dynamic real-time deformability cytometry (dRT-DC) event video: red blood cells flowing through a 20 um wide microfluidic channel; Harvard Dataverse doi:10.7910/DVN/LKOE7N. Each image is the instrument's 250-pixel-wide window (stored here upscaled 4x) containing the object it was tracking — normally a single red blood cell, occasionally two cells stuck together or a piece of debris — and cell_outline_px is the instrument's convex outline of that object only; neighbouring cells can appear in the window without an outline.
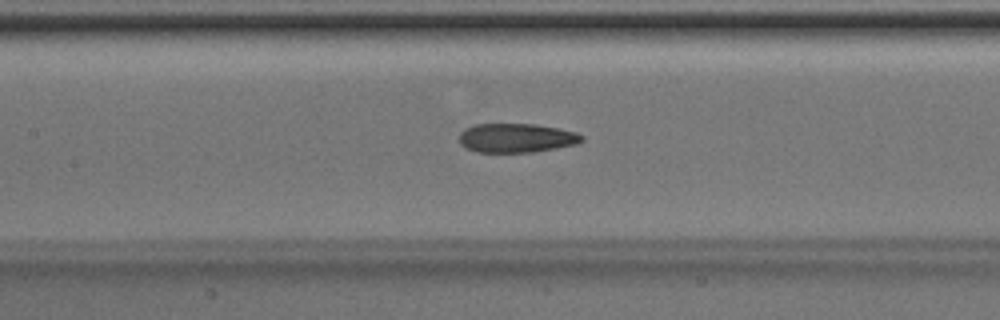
{"species": "Egyptian fruit bat (a non-hibernating species)", "species_latin": "Rousettus aegyptiacus", "temperature_condition": "room temperature", "stored_images_in_passage": 42, "camera_frame_rate_fps": 3000, "um_per_image_px": 0.085, "animal": {"sex": "male"}, "frame": {"image": 1, "passage_image": 21, "time_ms": 6.667, "image_size_px": [1000, 320], "cell_outline_px": [[584, 140], [576, 144], [556, 148], [532, 152], [476, 152], [464, 148], [460, 144], [460, 132], [464, 128], [476, 124], [536, 124], [560, 128], [576, 132], [584, 136]], "centroid_in_image_um": [43.89, 11.72], "position_along_channel_um": 163.5, "area_um2": 20.98}}
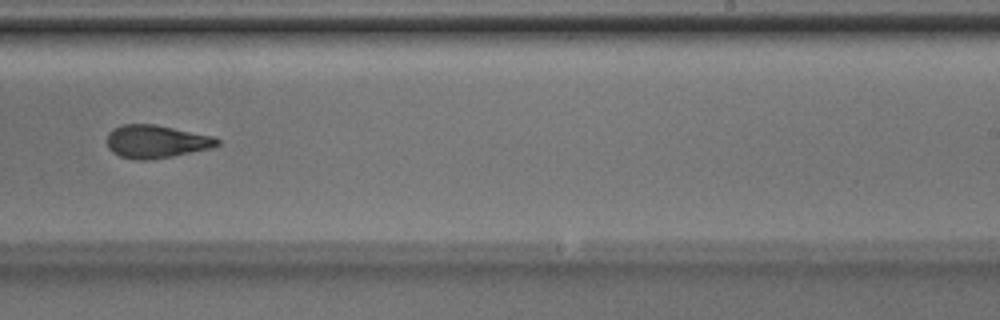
{"frame": {"image": 2, "passage_image": 29, "time_ms": 9.333, "image_size_px": [1000, 320], "cell_outline_px": [[220, 144], [212, 148], [172, 156], [148, 160], [136, 160], [120, 156], [112, 152], [108, 148], [104, 140], [108, 132], [112, 128], [120, 124], [156, 124], [212, 136], [220, 140]], "centroid_in_image_um": [13.21, 12.02], "position_along_channel_um": 275.8, "area_um2": 21.5}}
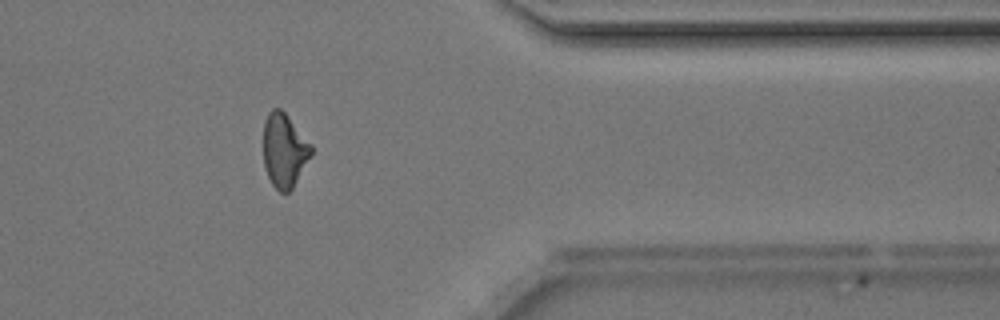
{"frame": {"image": 3, "passage_image": 38, "time_ms": 12.333, "image_size_px": [1000, 320], "cell_outline_px": [[312, 156], [292, 188], [288, 192], [280, 192], [272, 184], [268, 176], [264, 164], [264, 120], [268, 112], [272, 108], [280, 108], [284, 112], [312, 144]], "centroid_in_image_um": [24.18, 12.77], "position_along_channel_um": 387.2, "area_um2": 20.58}, "authors_computed_cell_mechanics": {"area_um2": 21.1548, "velocity_mm_per_s": 4.2268, "shape_relaxation_time_tau1_ms": 6.5985, "shape_relaxation_time_tau2_ms": 2.2675, "deformation_change_tau1": 0.1924, "deformation_change_tau2": 0.1009}}